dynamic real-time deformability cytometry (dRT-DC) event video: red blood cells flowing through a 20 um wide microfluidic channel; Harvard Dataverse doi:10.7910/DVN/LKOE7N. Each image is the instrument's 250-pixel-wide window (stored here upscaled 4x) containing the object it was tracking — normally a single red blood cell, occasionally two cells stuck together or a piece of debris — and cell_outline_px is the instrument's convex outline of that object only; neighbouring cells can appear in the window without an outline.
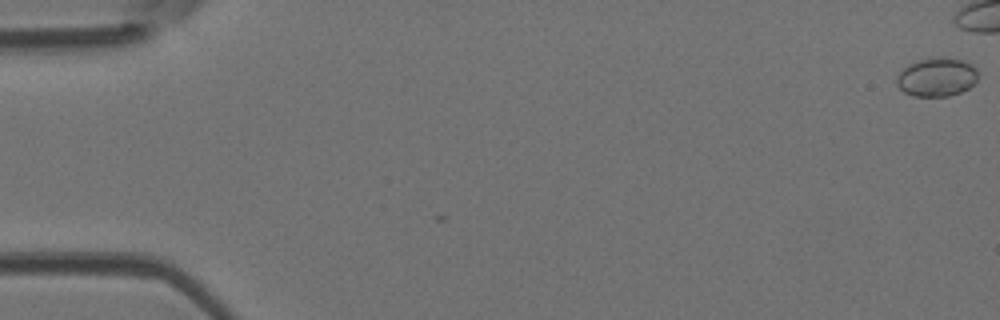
{"species": "Egyptian fruit bat (a non-hibernating species)", "species_latin": "Rousettus aegyptiacus", "temperature_condition": "room temperature", "stored_images_in_passage": 2, "camera_frame_rate_fps": 3000, "um_per_image_px": 0.085, "animal": {"sex": "female"}, "frame": {"image": 1, "passage_image": 2, "time_ms": 0.333, "image_size_px": [1000, 320], "cell_outline_px": [[976, 80], [968, 88], [960, 92], [948, 96], [912, 96], [904, 92], [896, 84], [896, 76], [908, 64], [920, 60], [940, 56], [944, 56], [964, 60], [972, 64], [976, 68]], "centroid_in_image_um": [79.61, 6.54], "position_along_channel_um": 5.4, "area_um2": 18.38}}